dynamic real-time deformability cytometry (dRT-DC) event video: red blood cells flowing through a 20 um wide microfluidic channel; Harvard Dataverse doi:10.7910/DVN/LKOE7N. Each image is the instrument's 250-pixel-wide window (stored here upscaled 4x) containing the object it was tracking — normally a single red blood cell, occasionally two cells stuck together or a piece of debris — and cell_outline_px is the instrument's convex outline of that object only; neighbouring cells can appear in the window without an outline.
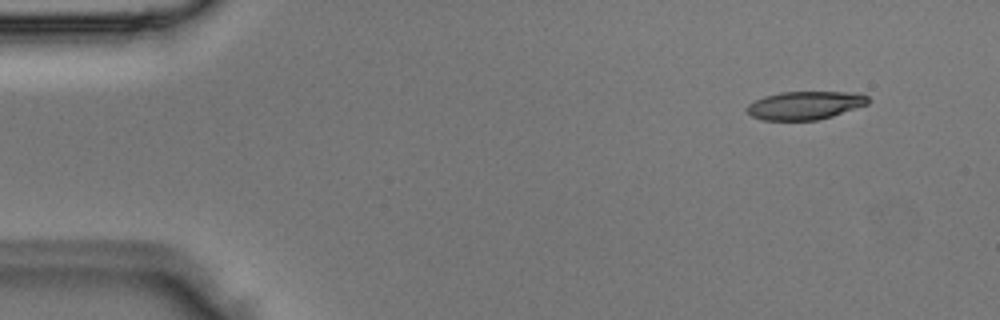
{"species": "Egyptian fruit bat (a non-hibernating species)", "species_latin": "Rousettus aegyptiacus", "temperature_condition": "room temperature", "stored_images_in_passage": 4, "camera_frame_rate_fps": 3000, "um_per_image_px": 0.085, "animal": {"sex": "male"}, "frame": {"image": 1, "passage_image": 1, "time_ms": 0.0, "image_size_px": [1000, 320], "cell_outline_px": [[868, 104], [832, 116], [816, 120], [764, 120], [752, 116], [744, 108], [748, 104], [764, 96], [780, 92], [848, 92], [868, 96]], "centroid_in_image_um": [68.39, 8.95], "position_along_channel_um": 16.6, "area_um2": 19.77}}
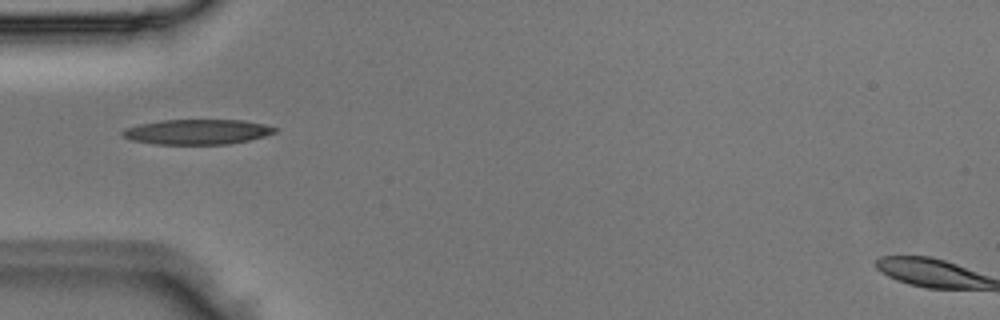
{"frame": {"image": 2, "passage_image": 3, "time_ms": 0.667, "image_size_px": [1000, 320], "cell_outline_px": [[280, 128], [276, 132], [264, 136], [248, 140], [228, 144], [152, 144], [128, 140], [120, 136], [120, 132], [124, 128], [140, 124], [160, 120], [244, 120], [264, 124]], "centroid_in_image_um": [16.71, 11.21], "position_along_channel_um": 68.3, "area_um2": 22.54}}